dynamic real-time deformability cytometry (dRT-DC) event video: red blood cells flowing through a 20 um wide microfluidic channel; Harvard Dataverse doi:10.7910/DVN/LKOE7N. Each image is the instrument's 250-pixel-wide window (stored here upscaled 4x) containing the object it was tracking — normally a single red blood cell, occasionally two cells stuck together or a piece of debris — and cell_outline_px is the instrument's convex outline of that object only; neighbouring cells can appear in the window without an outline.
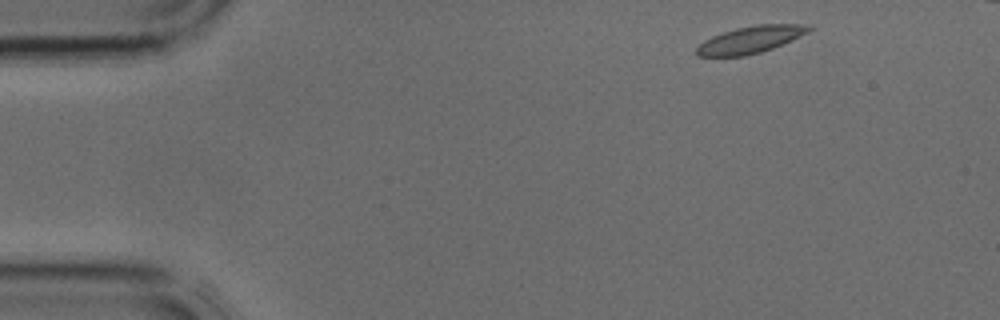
{"species": "common noctule bat (a hibernating species)", "species_latin": "Nyctalus noctula", "temperature_condition": "cold", "stored_images_in_passage": 4, "segment_of_instrument_passage": [1, 2], "camera_frame_rate_fps": 3000, "um_per_image_px": 0.085, "animal": {"sex": "male", "body_mass_g": 17.9, "forearm_length_mm": 54.2}, "frame": {"image": 1, "passage_image": 1, "time_ms": 0.0, "image_size_px": [1000, 320], "cell_outline_px": [[816, 28], [784, 44], [760, 52], [744, 56], [696, 56], [696, 48], [704, 40], [712, 36], [736, 28], [756, 24], [812, 24]], "centroid_in_image_um": [63.85, 3.35], "position_along_channel_um": 21.2, "area_um2": 17.8}}